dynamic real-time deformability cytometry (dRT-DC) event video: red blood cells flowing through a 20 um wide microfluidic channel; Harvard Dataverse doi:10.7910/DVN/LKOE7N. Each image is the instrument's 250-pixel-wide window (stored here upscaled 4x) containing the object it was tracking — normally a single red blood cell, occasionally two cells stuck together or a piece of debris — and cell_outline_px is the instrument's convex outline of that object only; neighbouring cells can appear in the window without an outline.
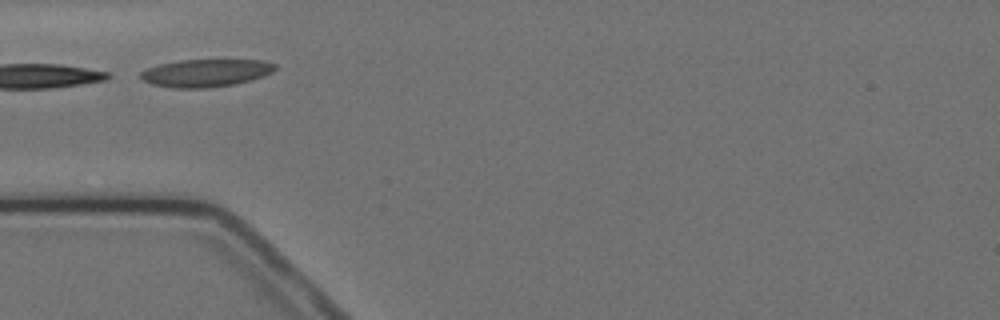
{"species": "Egyptian fruit bat (a non-hibernating species)", "species_latin": "Rousettus aegyptiacus", "temperature_condition": "cold", "stored_images_in_passage": 11, "camera_frame_rate_fps": 3000, "um_per_image_px": 0.085, "animal": {"sex": "female"}, "frame": {"image": 1, "passage_image": 1, "time_ms": 0.0, "image_size_px": [1000, 320], "cell_outline_px": [[276, 68], [272, 72], [264, 76], [252, 80], [232, 84], [208, 88], [172, 88], [152, 84], [144, 80], [140, 76], [140, 72], [148, 68], [160, 64], [180, 60], [264, 60], [276, 64]], "centroid_in_image_um": [17.51, 6.2], "position_along_channel_um": 67.5, "area_um2": 21.62}}
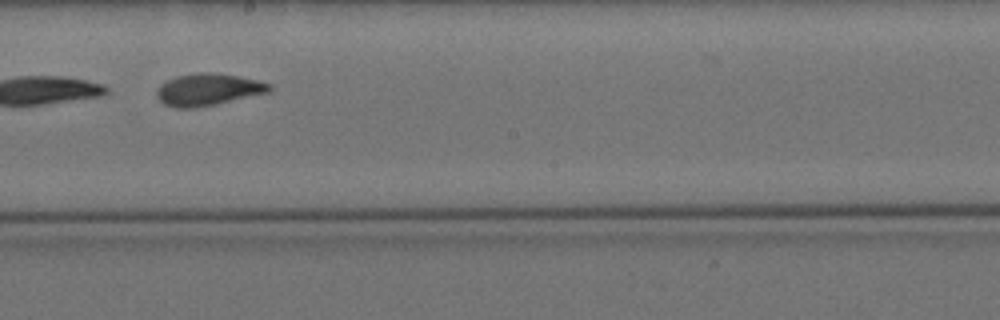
{"frame": {"image": 2, "passage_image": 5, "time_ms": 4.667, "image_size_px": [1000, 320], "cell_outline_px": [[272, 88], [268, 92], [216, 104], [196, 108], [176, 108], [164, 104], [156, 96], [156, 88], [160, 84], [176, 76], [200, 72], [212, 72], [236, 76], [256, 80], [272, 84]], "centroid_in_image_um": [17.64, 7.61], "position_along_channel_um": 230.6, "area_um2": 20.92}}
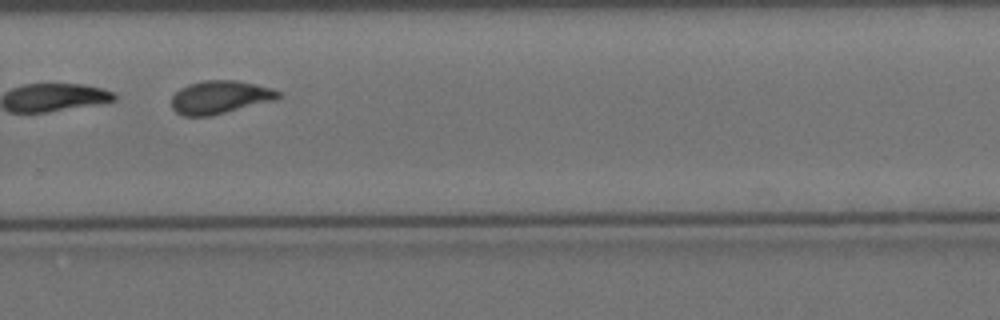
{"frame": {"image": 3, "passage_image": 7, "time_ms": 7.0, "image_size_px": [1000, 320], "cell_outline_px": [[280, 96], [276, 100], [208, 116], [184, 116], [176, 112], [172, 108], [172, 96], [180, 88], [188, 84], [204, 80], [236, 80], [256, 84], [272, 88], [280, 92]], "centroid_in_image_um": [18.69, 8.25], "position_along_channel_um": 311.1, "area_um2": 20.52}, "authors_computed_cell_mechanics": {"area_um2": 20.1722, "velocity_mm_per_s": 3.4523, "shape_relaxation_time_tau1_ms": null, "shape_relaxation_time_tau2_ms": 0.2037, "deformation_change_tau1": null, "deformation_change_tau2": 0.0425}}